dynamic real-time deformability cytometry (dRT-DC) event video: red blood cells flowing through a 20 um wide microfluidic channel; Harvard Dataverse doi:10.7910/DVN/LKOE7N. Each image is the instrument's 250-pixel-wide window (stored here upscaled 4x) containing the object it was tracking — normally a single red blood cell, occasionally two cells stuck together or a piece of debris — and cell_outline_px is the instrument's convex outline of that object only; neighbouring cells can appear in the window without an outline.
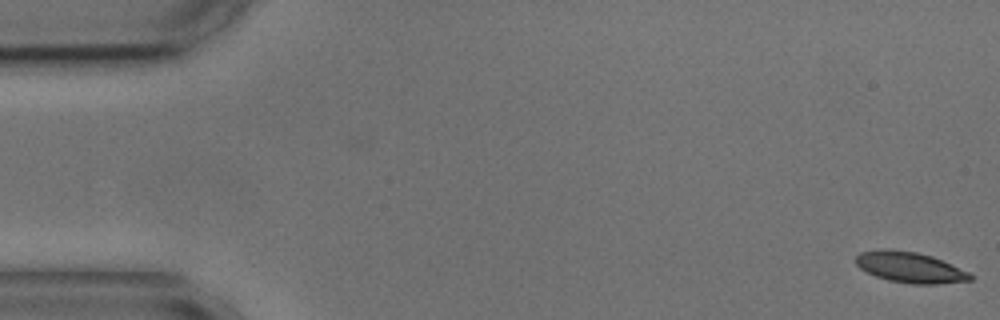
{"species": "common noctule bat (a hibernating species)", "species_latin": "Nyctalus noctula", "temperature_condition": "cold", "stored_images_in_passage": 55, "camera_frame_rate_fps": 3000, "um_per_image_px": 0.085, "animal": {"sex": "male", "body_mass_g": 17.9, "forearm_length_mm": 54.2}, "frame": {"image": 1, "passage_image": 1, "time_ms": 0.0, "image_size_px": [1000, 320], "cell_outline_px": [[972, 280], [940, 284], [912, 284], [888, 280], [876, 276], [860, 268], [856, 264], [856, 256], [860, 252], [884, 248], [916, 252], [932, 256], [968, 272], [972, 276]], "centroid_in_image_um": [77.33, 22.72], "position_along_channel_um": 7.7, "area_um2": 20.35}}
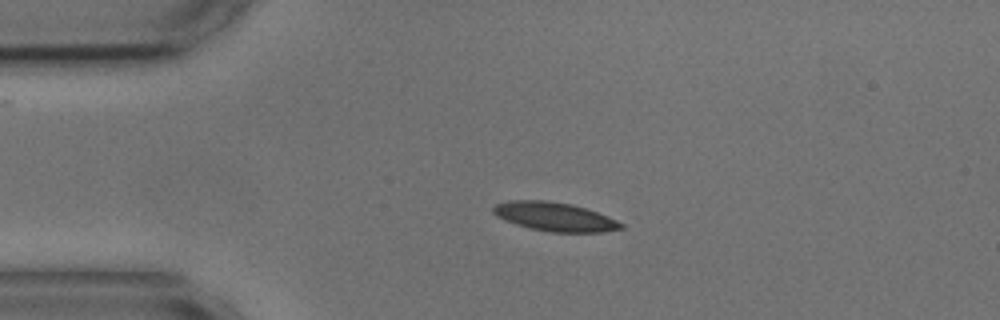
{"frame": {"image": 2, "passage_image": 12, "time_ms": 3.667, "image_size_px": [1000, 320], "cell_outline_px": [[624, 228], [604, 232], [548, 232], [516, 224], [496, 216], [492, 212], [492, 208], [496, 204], [508, 200], [548, 200], [572, 204], [608, 216], [624, 224]], "centroid_in_image_um": [47.15, 18.41], "position_along_channel_um": 37.9, "area_um2": 21.44}}
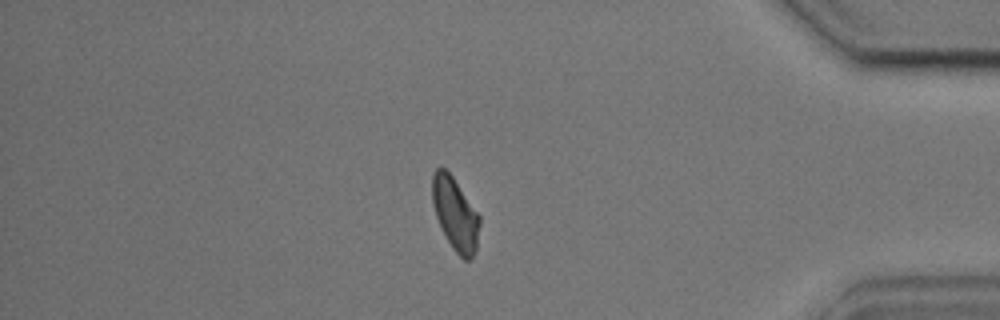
{"frame": {"image": 3, "passage_image": 47, "time_ms": 15.333, "image_size_px": [1000, 320], "cell_outline_px": [[480, 224], [476, 248], [472, 260], [464, 260], [452, 248], [436, 216], [432, 200], [432, 176], [436, 168], [444, 168], [452, 176], [480, 216]], "centroid_in_image_um": [38.7, 18.2], "position_along_channel_um": 396.5, "area_um2": 19.77}}